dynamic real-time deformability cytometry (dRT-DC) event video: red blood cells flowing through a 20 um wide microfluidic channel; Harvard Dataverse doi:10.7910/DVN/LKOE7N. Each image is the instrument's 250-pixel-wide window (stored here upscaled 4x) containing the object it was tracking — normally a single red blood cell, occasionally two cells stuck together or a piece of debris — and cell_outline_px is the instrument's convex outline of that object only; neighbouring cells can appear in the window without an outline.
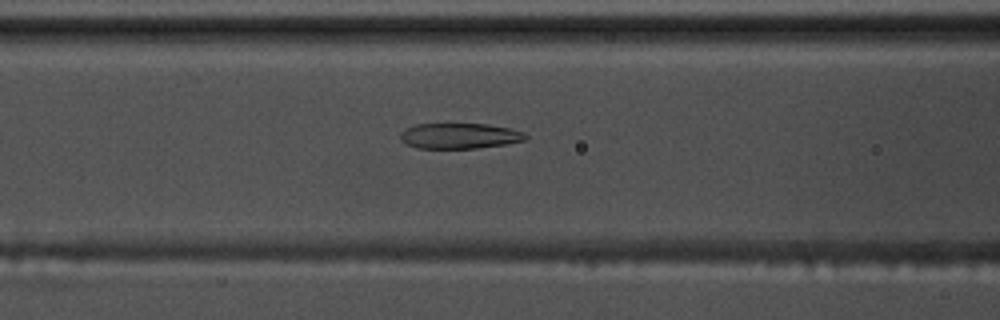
{"species": "common noctule bat (a hibernating species)", "species_latin": "Nyctalus noctula", "temperature_condition": "warm", "stored_images_in_passage": 58, "camera_frame_rate_fps": 3000, "um_per_image_px": 0.085, "animal": {"sex": "male", "body_mass_g": 17.5, "forearm_length_mm": 52.3}, "frame": {"image": 1, "passage_image": 24, "time_ms": 7.667, "image_size_px": [1000, 320], "cell_outline_px": [[528, 136], [524, 140], [504, 144], [476, 148], [416, 148], [400, 140], [400, 132], [416, 124], [488, 124], [508, 128], [524, 132]], "centroid_in_image_um": [39.04, 11.55], "position_along_channel_um": 127.6, "area_um2": 18.44}}
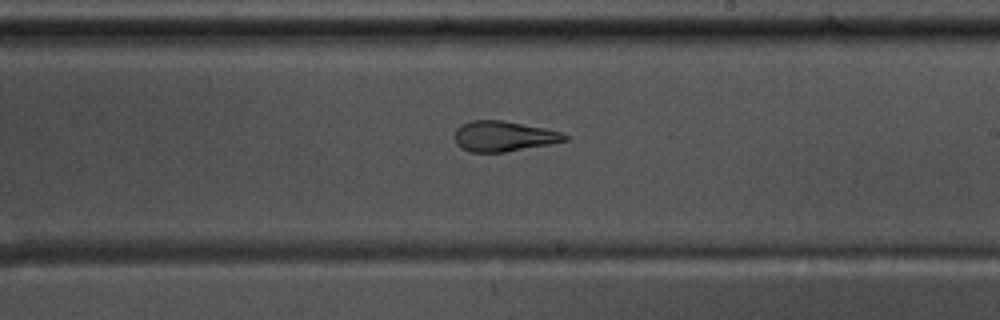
{"frame": {"image": 2, "passage_image": 34, "time_ms": 11.0, "image_size_px": [1000, 320], "cell_outline_px": [[568, 140], [548, 144], [504, 152], [472, 152], [460, 148], [456, 144], [456, 128], [460, 124], [472, 120], [504, 120], [544, 128], [560, 132], [568, 136]], "centroid_in_image_um": [42.77, 11.57], "position_along_channel_um": 246.2, "area_um2": 19.36}}
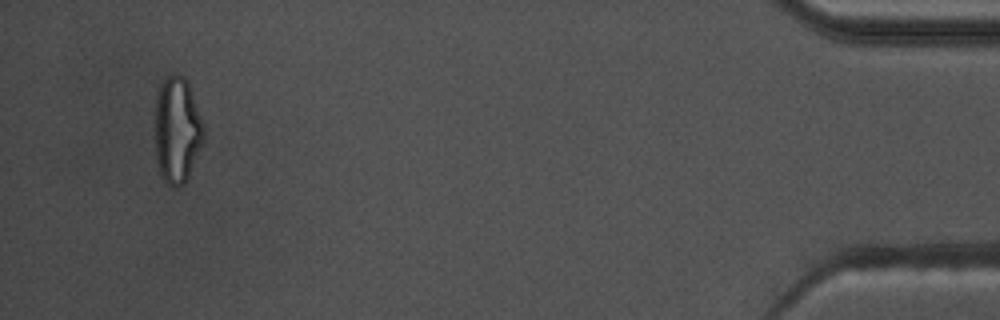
{"frame": {"image": 3, "passage_image": 55, "time_ms": 18.0, "image_size_px": [1000, 320], "cell_outline_px": [[204, 140], [188, 176], [184, 184], [176, 188], [168, 184], [160, 176], [156, 160], [156, 88], [168, 76], [176, 72], [184, 76], [188, 84], [204, 124]], "centroid_in_image_um": [15.05, 11.04], "position_along_channel_um": 420.2, "area_um2": 30.23}, "authors_computed_cell_mechanics": {"area_um2": 21.7906, "velocity_mm_per_s": 3.5681, "shape_relaxation_time_tau1_ms": 6.3364, "shape_relaxation_time_tau2_ms": 2.0613, "deformation_change_tau1": 0.2139, "deformation_change_tau2": 0.1157}}